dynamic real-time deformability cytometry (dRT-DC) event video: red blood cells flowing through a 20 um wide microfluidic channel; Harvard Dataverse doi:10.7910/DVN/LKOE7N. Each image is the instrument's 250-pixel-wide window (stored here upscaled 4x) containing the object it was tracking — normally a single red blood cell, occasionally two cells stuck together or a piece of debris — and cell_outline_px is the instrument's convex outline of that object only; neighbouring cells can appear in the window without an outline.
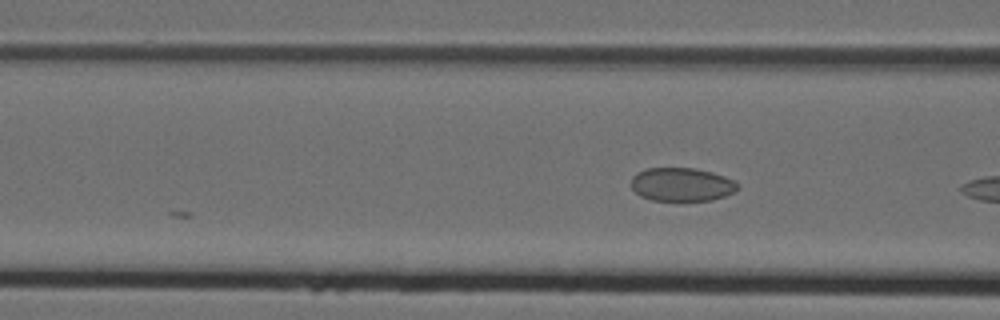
{"species": "Egyptian fruit bat (a non-hibernating species)", "species_latin": "Rousettus aegyptiacus", "temperature_condition": "cold", "stored_images_in_passage": 4, "camera_frame_rate_fps": 3000, "um_per_image_px": 0.085, "animal": {"sex": "female"}, "frame": {"image": 1, "passage_image": 3, "time_ms": 0.667, "image_size_px": [1000, 320], "cell_outline_px": [[740, 188], [736, 192], [712, 200], [652, 200], [640, 196], [632, 188], [632, 176], [636, 172], [648, 168], [696, 168], [712, 172], [724, 176], [740, 184]], "centroid_in_image_um": [57.97, 15.67], "position_along_channel_um": 108.6, "area_um2": 20.87}}